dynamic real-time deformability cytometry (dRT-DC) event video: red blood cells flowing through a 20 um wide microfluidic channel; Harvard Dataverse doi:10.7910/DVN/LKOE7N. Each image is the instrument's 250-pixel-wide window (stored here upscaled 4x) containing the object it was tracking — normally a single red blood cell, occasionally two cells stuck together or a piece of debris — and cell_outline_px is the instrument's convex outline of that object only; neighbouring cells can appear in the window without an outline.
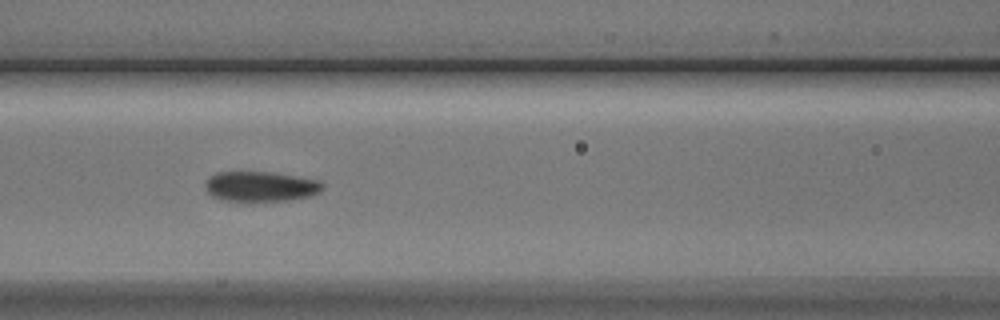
{"species": "Egyptian fruit bat (a non-hibernating species)", "species_latin": "Rousettus aegyptiacus", "temperature_condition": "cold", "stored_images_in_passage": 9, "segment_of_instrument_passage": [1, 2], "camera_frame_rate_fps": 3000, "um_per_image_px": 0.085, "animal": {"sex": "male"}, "frame": {"image": 1, "passage_image": 6, "time_ms": 6.0, "image_size_px": [1000, 320], "cell_outline_px": [[324, 188], [320, 192], [308, 196], [292, 200], [248, 204], [220, 200], [212, 196], [204, 188], [204, 180], [208, 176], [216, 172], [272, 172], [320, 180], [324, 184]], "centroid_in_image_um": [22.1, 15.89], "position_along_channel_um": 144.5, "area_um2": 21.73}}
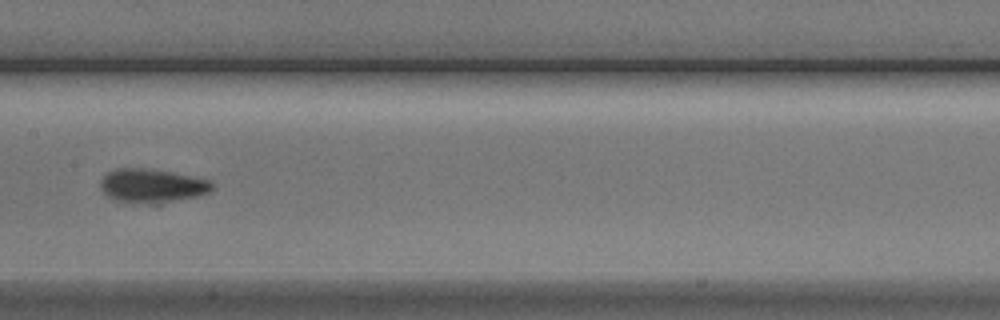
{"frame": {"image": 2, "passage_image": 7, "time_ms": 7.333, "image_size_px": [1000, 320], "cell_outline_px": [[216, 184], [208, 192], [200, 196], [160, 204], [132, 204], [112, 200], [100, 188], [100, 180], [108, 172], [116, 168], [144, 168], [172, 172], [212, 180]], "centroid_in_image_um": [12.93, 15.81], "position_along_channel_um": 194.5, "area_um2": 22.66}}
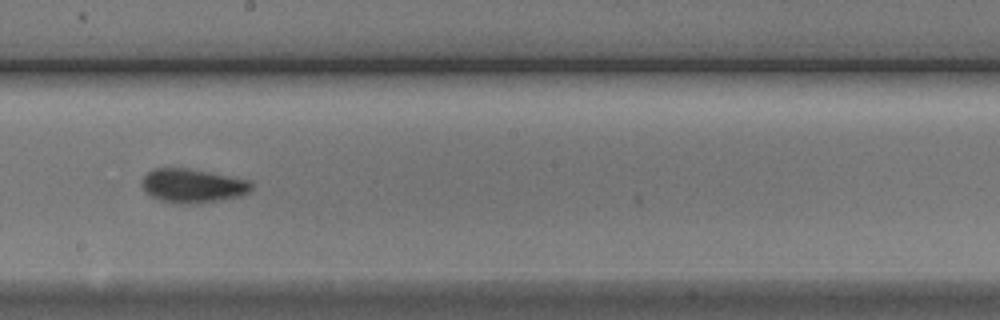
{"frame": {"image": 3, "passage_image": 8, "time_ms": 8.333, "image_size_px": [1000, 320], "cell_outline_px": [[252, 188], [248, 192], [240, 196], [220, 200], [196, 204], [172, 204], [160, 200], [144, 192], [140, 184], [140, 180], [152, 168], [188, 168], [212, 172], [248, 180], [252, 184]], "centroid_in_image_um": [16.32, 15.79], "position_along_channel_um": 231.9, "area_um2": 22.02}}